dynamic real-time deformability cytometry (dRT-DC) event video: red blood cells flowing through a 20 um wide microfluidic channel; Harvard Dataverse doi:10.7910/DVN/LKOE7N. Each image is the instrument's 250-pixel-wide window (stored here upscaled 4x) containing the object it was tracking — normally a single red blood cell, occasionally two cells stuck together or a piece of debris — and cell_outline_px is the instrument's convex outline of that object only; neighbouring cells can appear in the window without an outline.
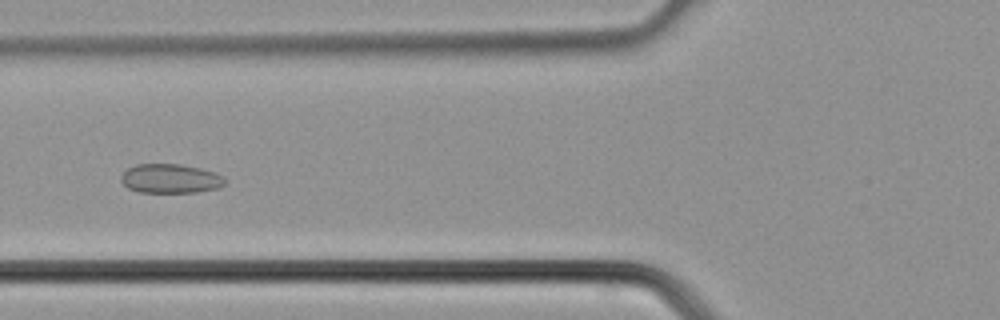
{"species": "common noctule bat (a hibernating species)", "species_latin": "Nyctalus noctula", "temperature_condition": "cold", "stored_images_in_passage": 34, "camera_frame_rate_fps": 3000, "um_per_image_px": 0.085, "animal": {"sex": "male", "body_mass_g": 21.5, "forearm_length_mm": 52.0}, "frame": {"image": 1, "passage_image": 15, "time_ms": 4.667, "image_size_px": [1000, 320], "cell_outline_px": [[228, 180], [220, 188], [196, 192], [140, 192], [128, 188], [120, 180], [120, 176], [128, 168], [136, 164], [180, 164], [200, 168], [216, 172], [224, 176]], "centroid_in_image_um": [14.53, 15.18], "position_along_channel_um": 111.3, "area_um2": 17.86}}
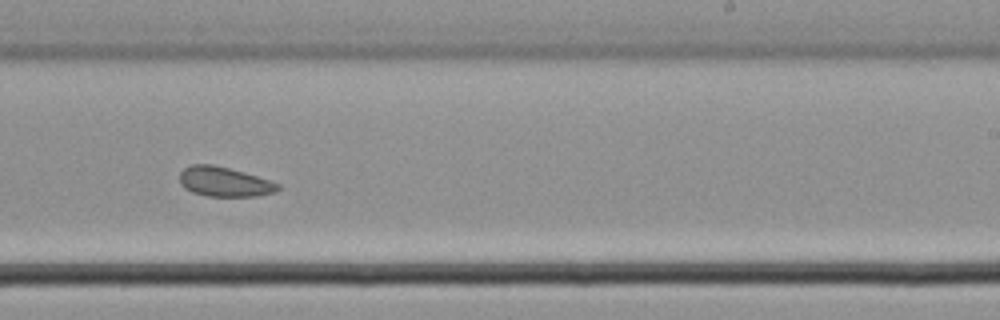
{"frame": {"image": 2, "passage_image": 24, "time_ms": 7.667, "image_size_px": [1000, 320], "cell_outline_px": [[280, 188], [276, 192], [256, 196], [208, 196], [192, 192], [184, 188], [180, 184], [180, 172], [184, 168], [192, 164], [212, 164], [244, 172], [280, 184]], "centroid_in_image_um": [19.05, 15.45], "position_along_channel_um": 269.9, "area_um2": 16.94}}
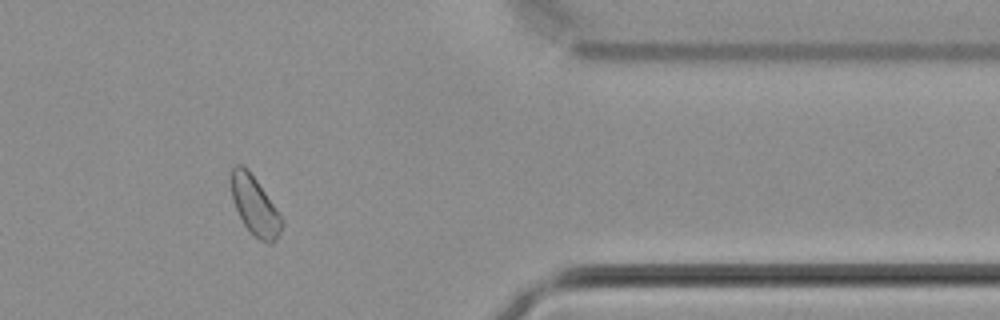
{"frame": {"image": 3, "passage_image": 32, "time_ms": 10.333, "image_size_px": [1000, 320], "cell_outline_px": [[280, 232], [272, 244], [268, 244], [260, 240], [244, 224], [236, 208], [232, 196], [232, 168], [236, 164], [240, 164], [248, 168], [280, 216]], "centroid_in_image_um": [21.63, 17.47], "position_along_channel_um": 389.8, "area_um2": 16.42}}